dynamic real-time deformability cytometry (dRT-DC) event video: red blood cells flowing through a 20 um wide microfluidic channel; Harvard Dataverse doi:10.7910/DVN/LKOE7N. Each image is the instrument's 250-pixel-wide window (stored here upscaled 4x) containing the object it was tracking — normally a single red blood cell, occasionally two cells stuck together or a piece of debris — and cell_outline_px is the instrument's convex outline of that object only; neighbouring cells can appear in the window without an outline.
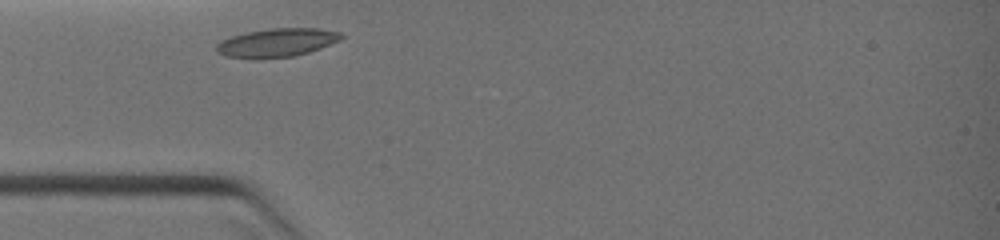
{"species": "common noctule bat (a hibernating species)", "species_latin": "Nyctalus noctula", "temperature_condition": "warm", "stored_images_in_passage": 8, "camera_frame_rate_fps": 3000, "um_per_image_px": 0.085, "animal": {"sex": "female", "body_mass_g": 19.0, "forearm_length_mm": 51.5}, "frame": {"image": 1, "passage_image": 1, "time_ms": 0.0, "image_size_px": [1000, 240], "cell_outline_px": [[344, 36], [340, 40], [320, 48], [308, 52], [292, 56], [260, 60], [252, 60], [224, 56], [216, 52], [216, 44], [220, 40], [244, 32], [272, 28], [316, 28], [340, 32]], "centroid_in_image_um": [23.46, 3.64], "position_along_channel_um": 61.5, "area_um2": 21.15}}
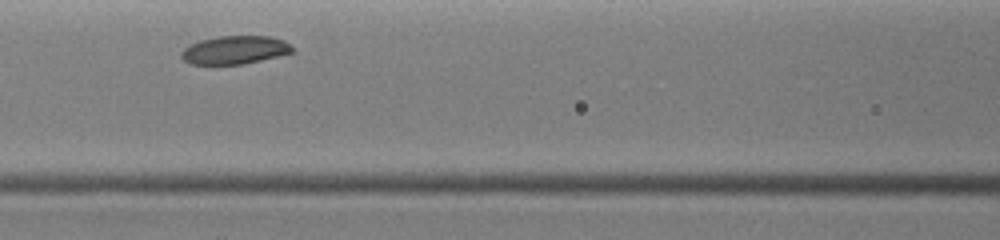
{"frame": {"image": 2, "passage_image": 3, "time_ms": 1.667, "image_size_px": [1000, 240], "cell_outline_px": [[296, 52], [260, 60], [240, 64], [188, 64], [180, 56], [180, 52], [184, 48], [200, 40], [216, 36], [272, 36], [284, 40]], "centroid_in_image_um": [19.95, 4.24], "position_along_channel_um": 146.7, "area_um2": 18.26}}
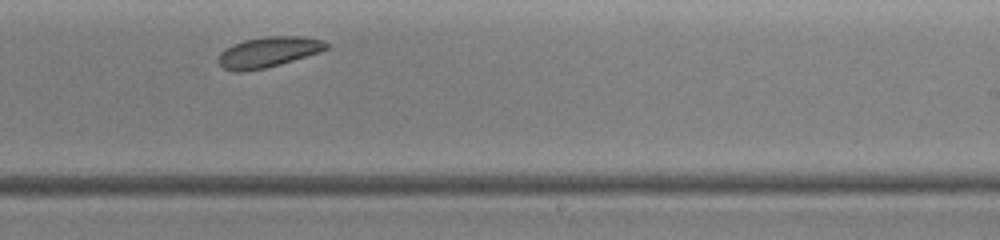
{"frame": {"image": 3, "passage_image": 6, "time_ms": 4.0, "image_size_px": [1000, 240], "cell_outline_px": [[328, 48], [320, 52], [280, 64], [264, 68], [244, 72], [236, 72], [224, 68], [216, 60], [220, 52], [224, 48], [232, 44], [244, 40], [264, 36], [304, 36], [324, 40], [328, 44]], "centroid_in_image_um": [22.78, 4.42], "position_along_channel_um": 266.2, "area_um2": 19.36}}